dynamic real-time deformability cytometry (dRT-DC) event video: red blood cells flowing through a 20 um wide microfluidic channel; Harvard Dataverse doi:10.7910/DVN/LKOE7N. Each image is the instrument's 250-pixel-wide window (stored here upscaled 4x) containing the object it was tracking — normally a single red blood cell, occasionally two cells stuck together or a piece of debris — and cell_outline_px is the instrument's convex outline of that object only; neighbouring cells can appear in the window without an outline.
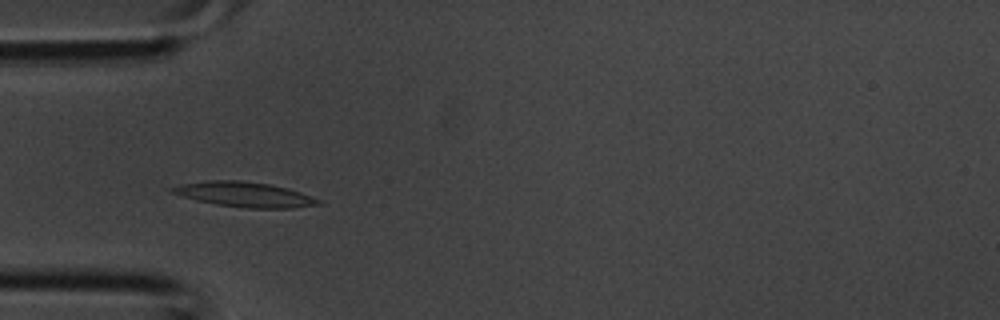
{"species": "common noctule bat (a hibernating species)", "species_latin": "Nyctalus noctula", "temperature_condition": "room temperature", "stored_images_in_passage": 35, "camera_frame_rate_fps": 3000, "um_per_image_px": 0.085, "animal": {"sex": "male", "body_mass_g": 20.1, "forearm_length_mm": 53.5}, "frame": {"image": 1, "passage_image": 9, "time_ms": 2.667, "image_size_px": [1000, 320], "cell_outline_px": [[324, 204], [292, 208], [248, 208], [216, 204], [196, 200], [180, 196], [172, 192], [168, 188], [180, 184], [208, 180], [240, 180], [272, 184], [288, 188], [312, 196], [320, 200]], "centroid_in_image_um": [20.79, 16.52], "position_along_channel_um": 64.2, "area_um2": 21.44}}
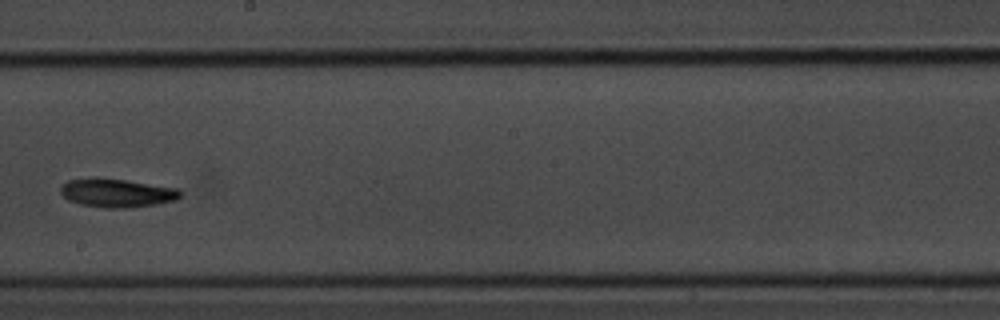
{"frame": {"image": 2, "passage_image": 19, "time_ms": 6.0, "image_size_px": [1000, 320], "cell_outline_px": [[180, 196], [176, 200], [156, 204], [132, 208], [108, 208], [80, 204], [68, 200], [60, 192], [60, 188], [68, 180], [92, 176], [96, 176], [180, 188]], "centroid_in_image_um": [9.92, 16.38], "position_along_channel_um": 238.3, "area_um2": 20.17}}
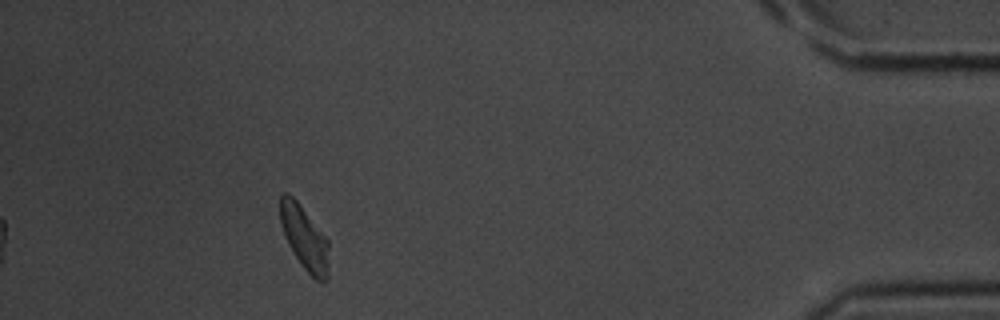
{"frame": {"image": 3, "passage_image": 32, "time_ms": 10.333, "image_size_px": [1000, 320], "cell_outline_px": [[328, 280], [316, 280], [300, 264], [292, 252], [284, 236], [280, 224], [280, 196], [284, 192], [288, 192], [296, 200], [328, 240]], "centroid_in_image_um": [25.85, 20.21], "position_along_channel_um": 409.3, "area_um2": 18.03}}